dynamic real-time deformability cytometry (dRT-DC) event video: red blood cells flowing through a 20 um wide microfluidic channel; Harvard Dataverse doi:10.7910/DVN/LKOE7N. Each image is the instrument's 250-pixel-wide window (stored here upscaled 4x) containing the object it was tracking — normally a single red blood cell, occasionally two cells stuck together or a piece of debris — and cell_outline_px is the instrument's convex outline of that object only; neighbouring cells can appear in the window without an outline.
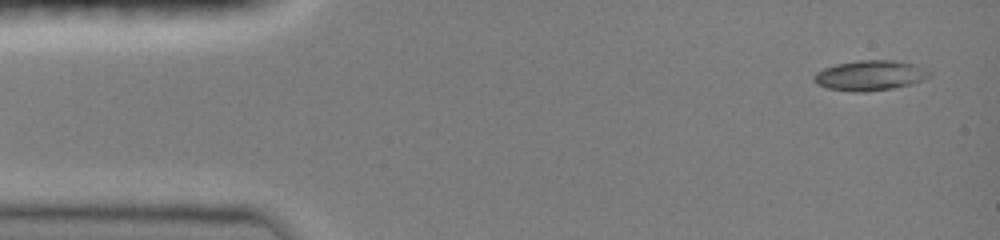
{"species": "common noctule bat (a hibernating species)", "species_latin": "Nyctalus noctula", "temperature_condition": "room temperature", "stored_images_in_passage": 11, "camera_frame_rate_fps": 3000, "um_per_image_px": 0.085, "animal": {"sex": "female", "body_mass_g": 19.0, "forearm_length_mm": 51.5}, "frame": {"image": 1, "passage_image": 1, "time_ms": 0.0, "image_size_px": [1000, 240], "cell_outline_px": [[932, 72], [928, 76], [912, 84], [892, 88], [864, 92], [852, 92], [828, 88], [816, 84], [812, 80], [812, 76], [816, 72], [824, 68], [836, 64], [860, 60], [892, 60], [912, 64], [924, 68]], "centroid_in_image_um": [73.89, 6.42], "position_along_channel_um": 11.1, "area_um2": 20.17}}
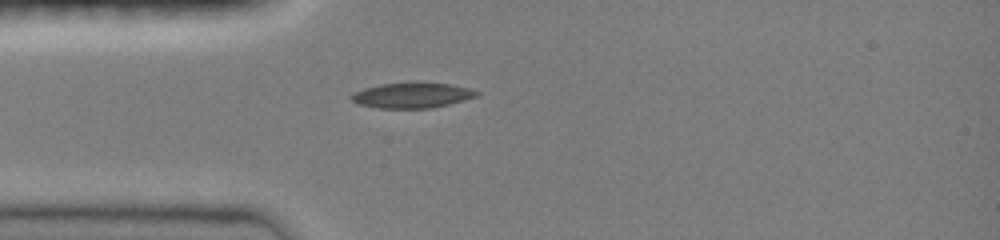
{"frame": {"image": 2, "passage_image": 10, "time_ms": 3.0, "image_size_px": [1000, 240], "cell_outline_px": [[480, 92], [476, 96], [464, 100], [448, 104], [428, 108], [380, 108], [360, 104], [352, 100], [352, 96], [356, 92], [364, 88], [380, 84], [412, 80], [420, 80], [448, 84], [468, 88]], "centroid_in_image_um": [35.04, 8.06], "position_along_channel_um": 50.0, "area_um2": 18.73}}